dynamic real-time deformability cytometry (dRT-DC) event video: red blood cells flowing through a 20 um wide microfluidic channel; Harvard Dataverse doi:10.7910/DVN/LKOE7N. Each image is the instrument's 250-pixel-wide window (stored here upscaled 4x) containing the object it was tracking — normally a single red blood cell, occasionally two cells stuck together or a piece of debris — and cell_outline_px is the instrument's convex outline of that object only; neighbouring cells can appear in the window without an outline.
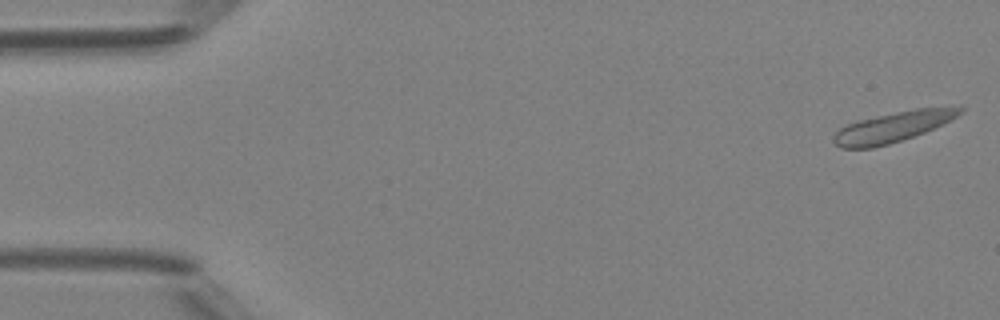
{"species": "Egyptian fruit bat (a non-hibernating species)", "species_latin": "Rousettus aegyptiacus", "temperature_condition": "room temperature", "stored_images_in_passage": 48, "camera_frame_rate_fps": 3000, "um_per_image_px": 0.085, "animal": {"sex": "female"}, "frame": {"image": 1, "passage_image": 1, "time_ms": 0.0, "image_size_px": [1000, 320], "cell_outline_px": [[964, 108], [956, 116], [924, 132], [888, 144], [872, 148], [840, 148], [832, 140], [832, 136], [840, 128], [848, 124], [860, 120], [896, 112], [916, 108], [960, 104]], "centroid_in_image_um": [75.92, 10.76], "position_along_channel_um": 9.1, "area_um2": 22.14}}
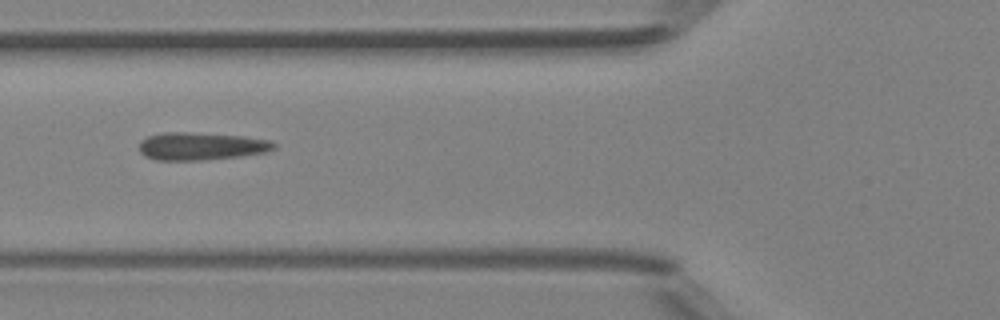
{"frame": {"image": 2, "passage_image": 17, "time_ms": 5.333, "image_size_px": [1000, 320], "cell_outline_px": [[276, 148], [264, 152], [240, 156], [200, 160], [156, 160], [144, 156], [140, 152], [140, 140], [148, 136], [164, 132], [188, 132], [244, 136], [272, 140], [276, 144]], "centroid_in_image_um": [17.09, 12.42], "position_along_channel_um": 108.7, "area_um2": 21.79}}
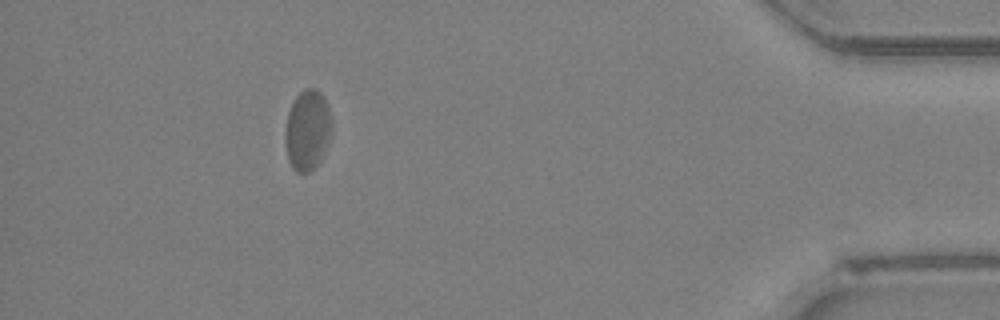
{"frame": {"image": 3, "passage_image": 43, "time_ms": 14.0, "image_size_px": [1000, 320], "cell_outline_px": [[332, 128], [320, 160], [316, 168], [308, 172], [296, 172], [292, 168], [288, 160], [284, 140], [284, 132], [288, 112], [296, 96], [304, 88], [316, 88], [324, 96], [328, 108], [332, 124]], "centroid_in_image_um": [26.11, 11.06], "position_along_channel_um": 409.1, "area_um2": 21.85}}